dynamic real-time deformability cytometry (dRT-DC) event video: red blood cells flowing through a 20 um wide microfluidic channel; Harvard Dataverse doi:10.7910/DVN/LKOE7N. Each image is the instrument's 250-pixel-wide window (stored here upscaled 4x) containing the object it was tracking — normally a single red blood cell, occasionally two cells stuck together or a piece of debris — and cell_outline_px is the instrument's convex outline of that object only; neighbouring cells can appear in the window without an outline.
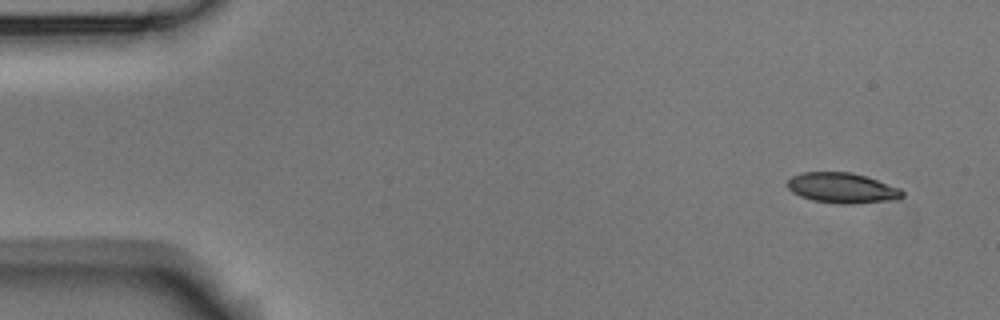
{"species": "Egyptian fruit bat (a non-hibernating species)", "species_latin": "Rousettus aegyptiacus", "temperature_condition": "room temperature", "stored_images_in_passage": 6, "camera_frame_rate_fps": 3000, "um_per_image_px": 0.085, "animal": {"sex": "male"}, "frame": {"image": 1, "passage_image": 1, "time_ms": 0.0, "image_size_px": [1000, 320], "cell_outline_px": [[904, 196], [900, 200], [852, 204], [840, 204], [812, 200], [800, 196], [792, 192], [788, 188], [788, 180], [792, 176], [804, 172], [848, 172], [864, 176], [900, 188], [904, 192]], "centroid_in_image_um": [71.62, 16.0], "position_along_channel_um": 13.4, "area_um2": 20.35}}
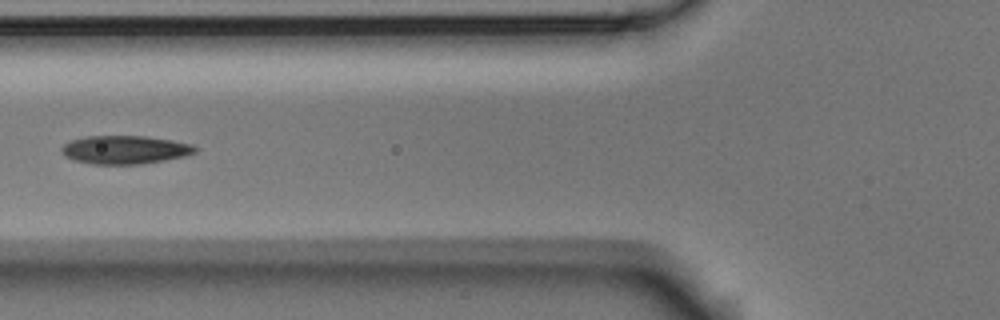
{"frame": {"image": 2, "passage_image": 6, "time_ms": 1.667, "image_size_px": [1000, 320], "cell_outline_px": [[196, 152], [184, 156], [164, 160], [140, 164], [92, 164], [76, 160], [64, 156], [60, 152], [60, 148], [64, 144], [72, 140], [84, 136], [148, 136], [172, 140], [192, 144], [196, 148]], "centroid_in_image_um": [10.59, 12.72], "position_along_channel_um": 115.2, "area_um2": 22.08}}